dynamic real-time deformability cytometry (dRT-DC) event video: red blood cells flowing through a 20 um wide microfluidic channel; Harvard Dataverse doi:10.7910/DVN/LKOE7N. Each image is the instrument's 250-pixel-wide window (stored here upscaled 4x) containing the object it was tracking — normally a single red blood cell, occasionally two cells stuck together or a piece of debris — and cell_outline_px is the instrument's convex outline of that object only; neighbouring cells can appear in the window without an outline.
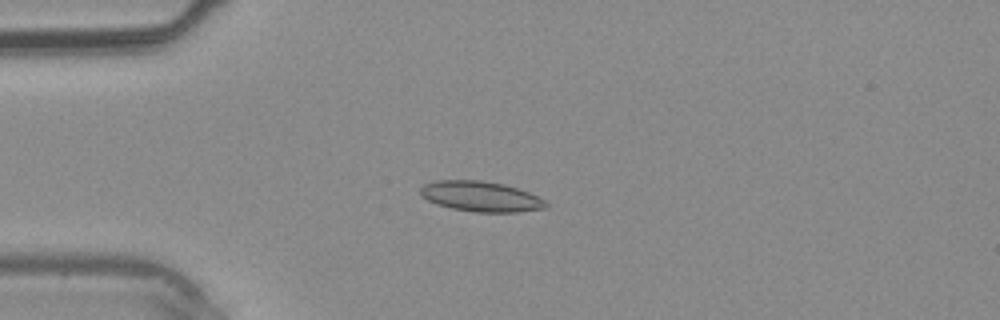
{"species": "common noctule bat (a hibernating species)", "species_latin": "Nyctalus noctula", "temperature_condition": "warm", "stored_images_in_passage": 38, "camera_frame_rate_fps": 3000, "um_per_image_px": 0.085, "animal": {"sex": "male", "body_mass_g": 20.4}, "frame": {"image": 1, "passage_image": 9, "time_ms": 2.667, "image_size_px": [1000, 320], "cell_outline_px": [[548, 208], [516, 212], [476, 212], [452, 208], [436, 204], [428, 200], [420, 192], [420, 188], [424, 184], [436, 180], [480, 180], [504, 184], [528, 192], [544, 200], [548, 204]], "centroid_in_image_um": [40.87, 16.7], "position_along_channel_um": 44.1, "area_um2": 22.02}}
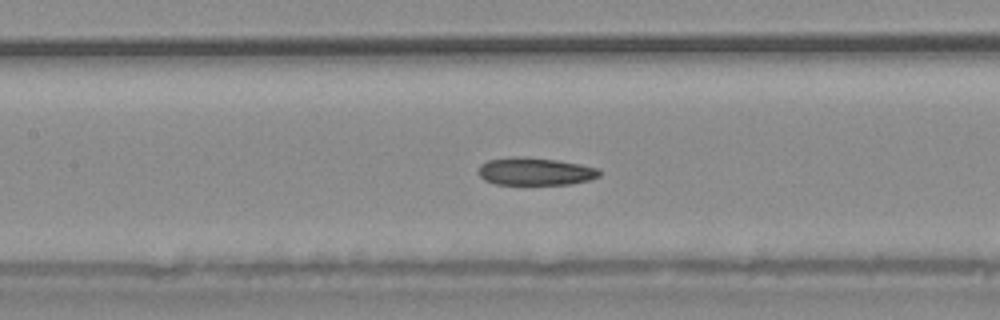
{"frame": {"image": 2, "passage_image": 17, "time_ms": 5.333, "image_size_px": [1000, 320], "cell_outline_px": [[600, 176], [592, 180], [572, 184], [496, 184], [484, 180], [476, 172], [480, 164], [488, 160], [516, 156], [524, 156], [556, 160], [580, 164], [600, 168]], "centroid_in_image_um": [45.5, 14.57], "position_along_channel_um": 161.9, "area_um2": 19.77}}
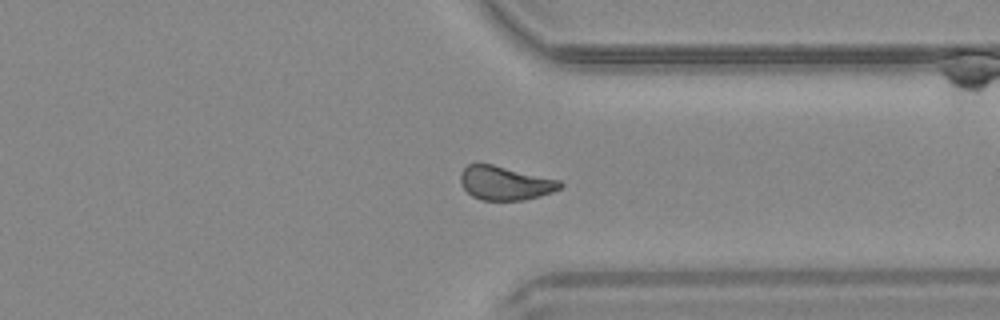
{"frame": {"image": 3, "passage_image": 29, "time_ms": 9.333, "image_size_px": [1000, 320], "cell_outline_px": [[564, 184], [560, 188], [552, 192], [540, 196], [524, 200], [480, 200], [472, 196], [464, 188], [460, 180], [460, 172], [468, 164], [492, 164], [560, 180]], "centroid_in_image_um": [42.93, 15.56], "position_along_channel_um": 368.5, "area_um2": 19.59}}